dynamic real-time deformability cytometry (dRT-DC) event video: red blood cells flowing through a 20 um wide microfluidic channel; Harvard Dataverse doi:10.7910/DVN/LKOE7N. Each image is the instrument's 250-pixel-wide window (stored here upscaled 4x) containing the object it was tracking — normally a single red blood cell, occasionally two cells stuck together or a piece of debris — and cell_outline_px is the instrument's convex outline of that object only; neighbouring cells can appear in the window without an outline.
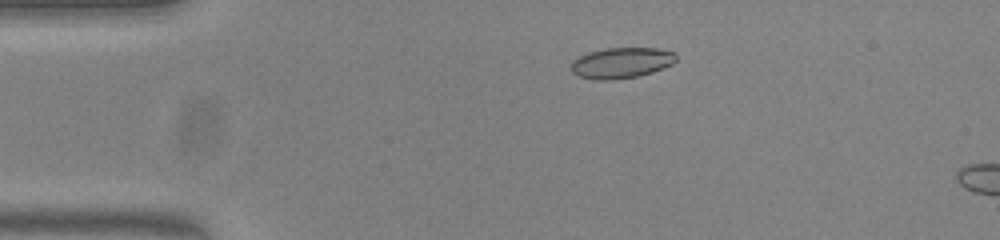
{"species": "common noctule bat (a hibernating species)", "species_latin": "Nyctalus noctula", "temperature_condition": "warm", "stored_images_in_passage": 15, "camera_frame_rate_fps": 3000, "um_per_image_px": 0.085, "animal": {"sex": "female", "body_mass_g": 23.0, "forearm_length_mm": 53.4}, "frame": {"image": 1, "passage_image": 11, "time_ms": 3.333, "image_size_px": [1000, 240], "cell_outline_px": [[676, 60], [672, 64], [652, 72], [640, 76], [612, 80], [596, 80], [580, 76], [572, 72], [572, 60], [588, 52], [604, 48], [656, 48], [676, 52]], "centroid_in_image_um": [52.83, 5.34], "position_along_channel_um": 32.2, "area_um2": 18.84}}